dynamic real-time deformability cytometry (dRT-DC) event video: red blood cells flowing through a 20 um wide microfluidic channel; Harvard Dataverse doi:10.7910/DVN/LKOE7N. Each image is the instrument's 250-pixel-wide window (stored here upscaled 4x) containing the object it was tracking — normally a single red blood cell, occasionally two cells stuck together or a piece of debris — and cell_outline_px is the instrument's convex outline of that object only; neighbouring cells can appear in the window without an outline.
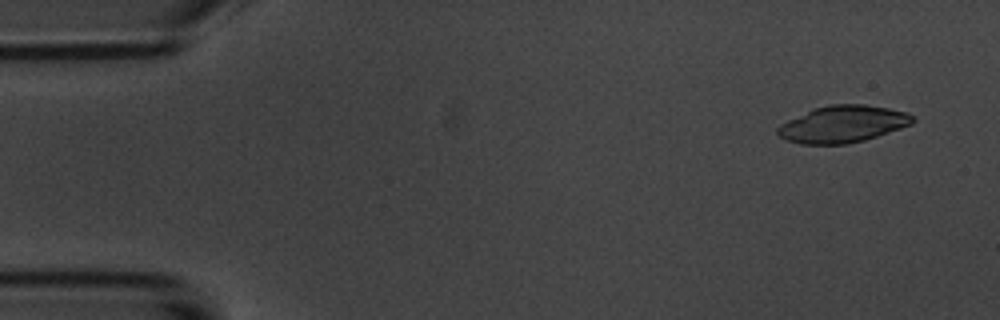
{"species": "common noctule bat (a hibernating species)", "species_latin": "Nyctalus noctula", "temperature_condition": "room temperature", "stored_images_in_passage": 4, "camera_frame_rate_fps": 3000, "um_per_image_px": 0.085, "animal": {"sex": "male", "body_mass_g": 20.1, "forearm_length_mm": 53.5}, "frame": {"image": 1, "passage_image": 1, "time_ms": 0.0, "image_size_px": [1000, 320], "cell_outline_px": [[916, 120], [912, 124], [864, 140], [848, 144], [800, 144], [784, 140], [776, 132], [776, 128], [780, 124], [812, 108], [828, 104], [864, 104], [888, 108], [904, 112], [912, 116]], "centroid_in_image_um": [71.58, 10.55], "position_along_channel_um": 13.4, "area_um2": 29.07}}